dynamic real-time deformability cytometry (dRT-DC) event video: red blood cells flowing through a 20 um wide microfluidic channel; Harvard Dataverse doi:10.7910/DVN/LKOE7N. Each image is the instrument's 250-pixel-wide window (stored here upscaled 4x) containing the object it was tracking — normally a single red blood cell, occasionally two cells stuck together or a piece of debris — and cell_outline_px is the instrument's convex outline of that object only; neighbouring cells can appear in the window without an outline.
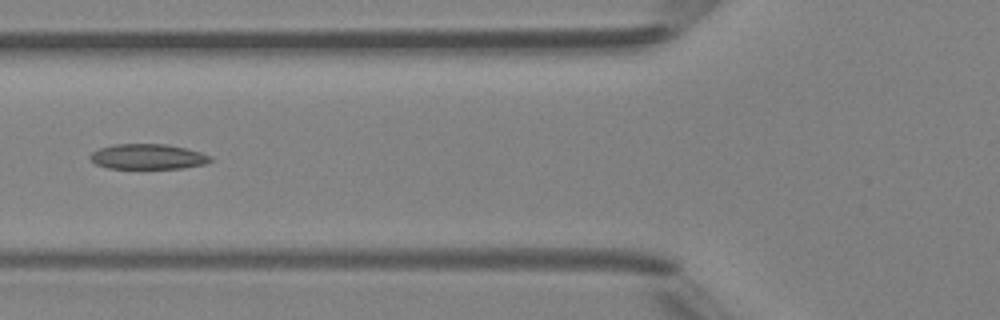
{"species": "Egyptian fruit bat (a non-hibernating species)", "species_latin": "Rousettus aegyptiacus", "temperature_condition": "room temperature", "stored_images_in_passage": 6, "camera_frame_rate_fps": 3000, "um_per_image_px": 0.085, "animal": {"sex": "female"}, "frame": {"image": 1, "passage_image": 5, "time_ms": 5.333, "image_size_px": [1000, 320], "cell_outline_px": [[212, 160], [208, 164], [184, 168], [108, 168], [96, 164], [88, 156], [92, 152], [100, 148], [112, 144], [164, 144], [184, 148], [200, 152], [212, 156]], "centroid_in_image_um": [12.59, 13.32], "position_along_channel_um": 113.2, "area_um2": 17.69}}
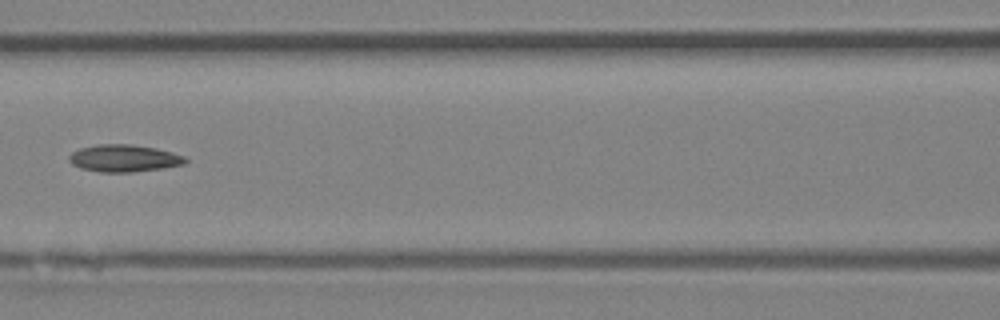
{"frame": {"image": 2, "passage_image": 6, "time_ms": 6.333, "image_size_px": [1000, 320], "cell_outline_px": [[188, 160], [184, 164], [164, 168], [132, 172], [100, 172], [80, 168], [72, 164], [68, 160], [68, 156], [72, 152], [80, 148], [96, 144], [132, 144], [156, 148], [172, 152], [184, 156]], "centroid_in_image_um": [10.53, 13.45], "position_along_channel_um": 156.1, "area_um2": 18.55}}